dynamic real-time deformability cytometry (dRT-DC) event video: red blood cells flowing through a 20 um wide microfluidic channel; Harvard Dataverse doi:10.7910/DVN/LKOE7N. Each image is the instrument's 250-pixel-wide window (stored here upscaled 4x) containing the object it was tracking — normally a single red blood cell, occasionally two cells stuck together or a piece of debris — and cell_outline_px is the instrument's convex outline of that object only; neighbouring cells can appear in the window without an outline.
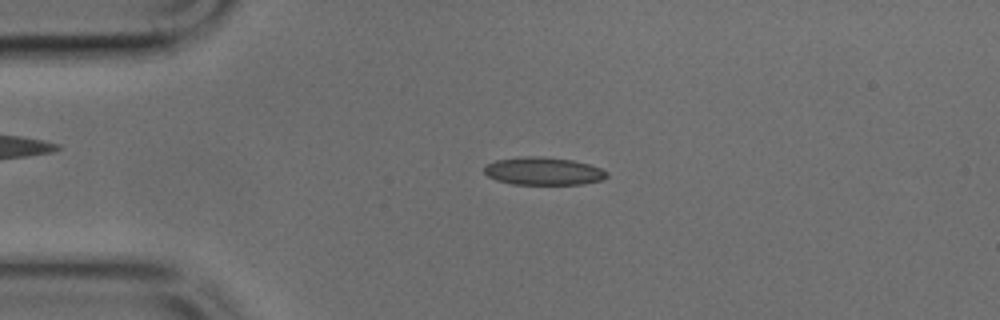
{"species": "common noctule bat (a hibernating species)", "species_latin": "Nyctalus noctula", "temperature_condition": "cold", "stored_images_in_passage": 47, "camera_frame_rate_fps": 3000, "um_per_image_px": 0.085, "animal": {"sex": "male", "body_mass_g": 17.9, "forearm_length_mm": 54.2}, "frame": {"image": 1, "passage_image": 10, "time_ms": 3.0, "image_size_px": [1000, 320], "cell_outline_px": [[608, 176], [600, 180], [584, 184], [512, 184], [496, 180], [488, 176], [484, 172], [484, 168], [488, 164], [496, 160], [524, 156], [544, 156], [572, 160], [588, 164], [600, 168], [608, 172]], "centroid_in_image_um": [46.19, 14.54], "position_along_channel_um": 38.8, "area_um2": 19.83}}
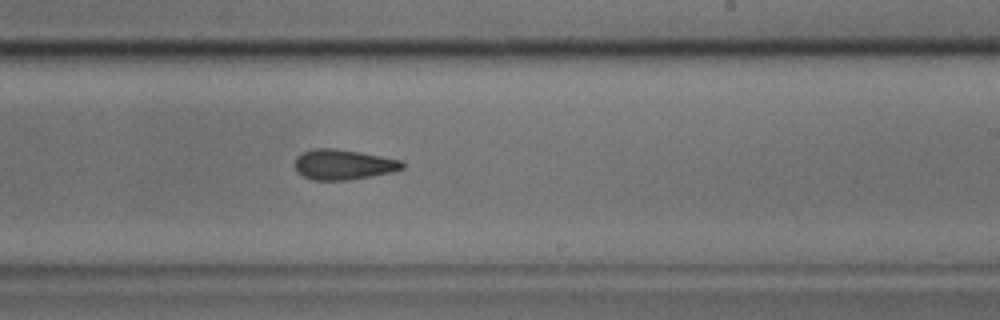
{"frame": {"image": 2, "passage_image": 28, "time_ms": 9.0, "image_size_px": [1000, 320], "cell_outline_px": [[404, 168], [392, 172], [372, 176], [348, 180], [312, 180], [304, 176], [296, 168], [296, 156], [304, 152], [316, 148], [336, 148], [360, 152], [404, 160]], "centroid_in_image_um": [29.24, 13.98], "position_along_channel_um": 259.8, "area_um2": 18.9}}
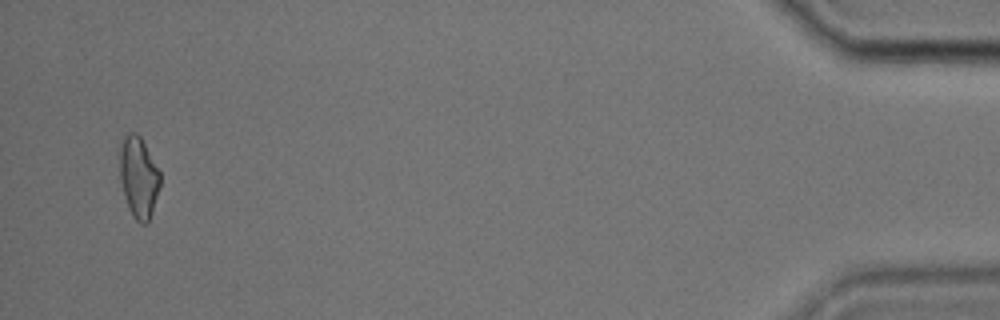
{"frame": {"image": 3, "passage_image": 46, "time_ms": 15.0, "image_size_px": [1000, 320], "cell_outline_px": [[160, 188], [148, 220], [144, 224], [140, 224], [132, 216], [128, 208], [120, 180], [120, 148], [124, 136], [128, 132], [136, 132], [140, 136], [160, 172]], "centroid_in_image_um": [11.77, 15.05], "position_along_channel_um": 423.4, "area_um2": 18.9}}